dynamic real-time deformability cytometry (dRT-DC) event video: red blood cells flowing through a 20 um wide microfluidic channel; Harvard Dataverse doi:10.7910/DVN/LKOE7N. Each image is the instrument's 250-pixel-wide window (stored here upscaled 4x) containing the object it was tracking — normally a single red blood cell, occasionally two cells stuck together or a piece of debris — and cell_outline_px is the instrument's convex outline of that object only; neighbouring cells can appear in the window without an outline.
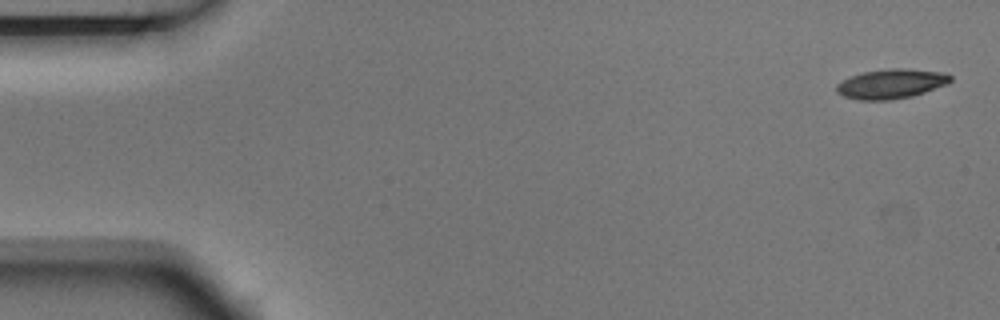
{"species": "Egyptian fruit bat (a non-hibernating species)", "species_latin": "Rousettus aegyptiacus", "temperature_condition": "room temperature", "stored_images_in_passage": 4, "camera_frame_rate_fps": 3000, "um_per_image_px": 0.085, "animal": {"sex": "male"}, "frame": {"image": 1, "passage_image": 1, "time_ms": 0.0, "image_size_px": [1000, 320], "cell_outline_px": [[952, 80], [948, 84], [912, 96], [888, 100], [860, 100], [844, 96], [836, 92], [836, 84], [852, 76], [864, 72], [888, 68], [900, 68], [944, 72], [952, 76]], "centroid_in_image_um": [75.77, 7.12], "position_along_channel_um": 9.2, "area_um2": 19.54}}
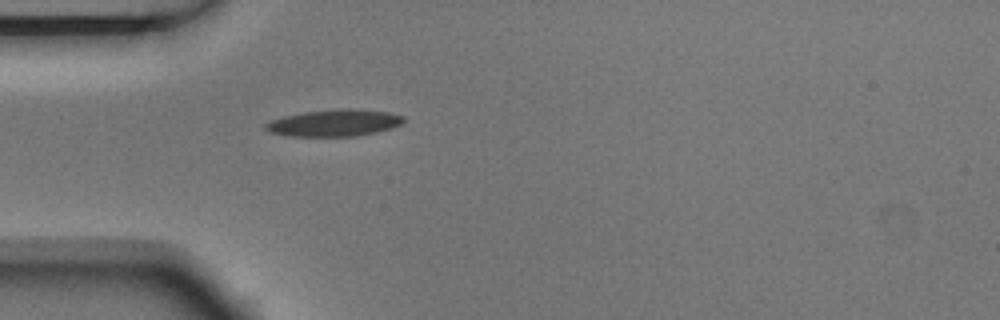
{"frame": {"image": 2, "passage_image": 4, "time_ms": 1.0, "image_size_px": [1000, 320], "cell_outline_px": [[404, 120], [400, 124], [392, 128], [376, 132], [356, 136], [292, 136], [268, 132], [264, 128], [264, 124], [272, 120], [284, 116], [304, 112], [336, 108], [348, 108], [392, 112], [404, 116]], "centroid_in_image_um": [28.42, 10.44], "position_along_channel_um": 56.6, "area_um2": 21.68}}